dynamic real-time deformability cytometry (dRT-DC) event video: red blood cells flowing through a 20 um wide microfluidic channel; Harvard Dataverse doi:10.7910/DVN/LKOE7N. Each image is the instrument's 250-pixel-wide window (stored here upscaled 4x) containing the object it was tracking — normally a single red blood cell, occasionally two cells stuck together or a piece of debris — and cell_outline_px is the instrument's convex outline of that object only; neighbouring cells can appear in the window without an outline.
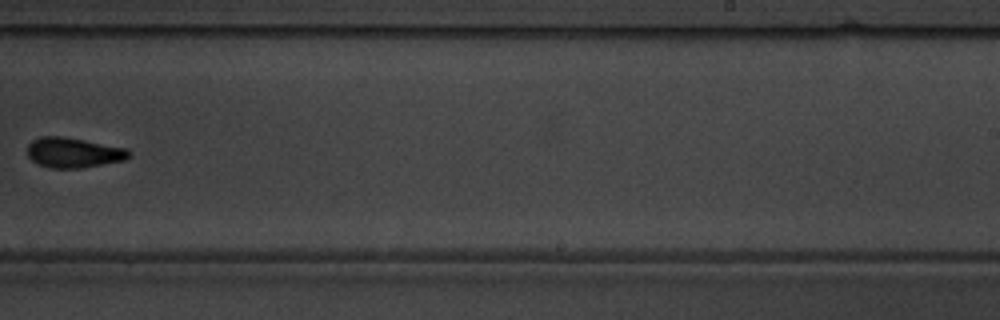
{"species": "common noctule bat (a hibernating species)", "species_latin": "Nyctalus noctula", "temperature_condition": "warm", "stored_images_in_passage": 10, "camera_frame_rate_fps": 3000, "um_per_image_px": 0.085, "animal": {"sex": "male", "body_mass_g": 19.5, "forearm_length_mm": 54.6}, "frame": {"image": 1, "passage_image": 9, "time_ms": 10.333, "image_size_px": [1000, 320], "cell_outline_px": [[132, 156], [124, 160], [80, 168], [48, 168], [32, 160], [28, 156], [28, 144], [32, 140], [40, 136], [60, 136], [84, 140], [128, 148]], "centroid_in_image_um": [6.25, 12.97], "position_along_channel_um": 282.7, "area_um2": 17.8}}